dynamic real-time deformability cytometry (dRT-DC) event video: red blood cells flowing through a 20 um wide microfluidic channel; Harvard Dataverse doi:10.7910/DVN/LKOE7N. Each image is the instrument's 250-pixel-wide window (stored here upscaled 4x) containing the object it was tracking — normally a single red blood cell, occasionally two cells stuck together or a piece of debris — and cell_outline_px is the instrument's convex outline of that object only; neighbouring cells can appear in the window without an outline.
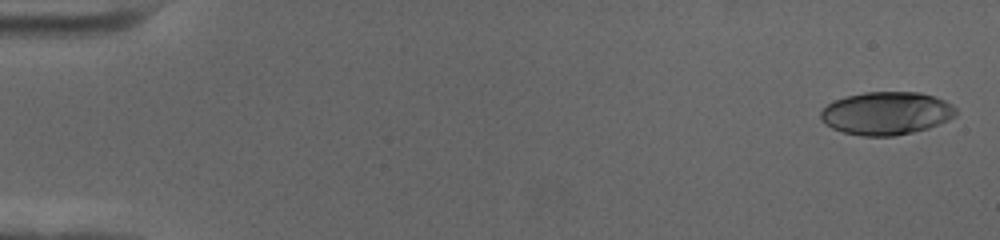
{"species": "human", "species_latin": "Homo sapiens", "temperature_condition": "cold", "stored_images_in_passage": 58, "camera_frame_rate_fps": 3000, "um_per_image_px": 0.085, "donor": {"sex": "female"}, "frame": {"image": 1, "passage_image": 2, "time_ms": 0.333, "image_size_px": [1000, 240], "cell_outline_px": [[956, 116], [948, 120], [928, 128], [912, 132], [892, 136], [860, 136], [844, 132], [832, 128], [824, 124], [820, 120], [820, 112], [828, 104], [844, 96], [864, 92], [920, 92], [944, 100], [952, 104], [956, 108]], "centroid_in_image_um": [75.33, 9.62], "position_along_channel_um": 9.7, "area_um2": 33.93}}
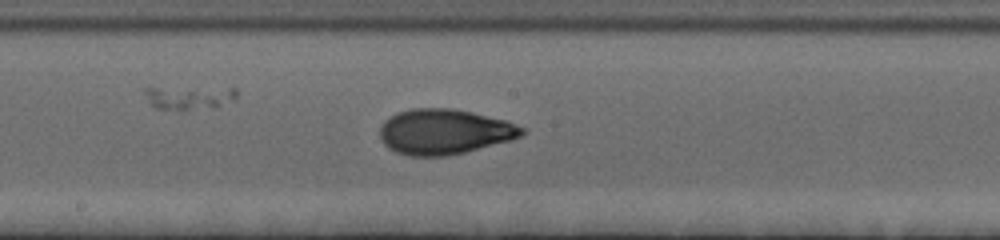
{"frame": {"image": 2, "passage_image": 32, "time_ms": 10.333, "image_size_px": [1000, 240], "cell_outline_px": [[524, 132], [520, 136], [512, 140], [464, 152], [444, 156], [408, 156], [396, 152], [388, 148], [384, 144], [380, 136], [380, 128], [384, 120], [396, 112], [412, 108], [452, 108], [472, 112], [504, 120], [524, 128]], "centroid_in_image_um": [37.73, 11.19], "position_along_channel_um": 210.5, "area_um2": 37.4}}
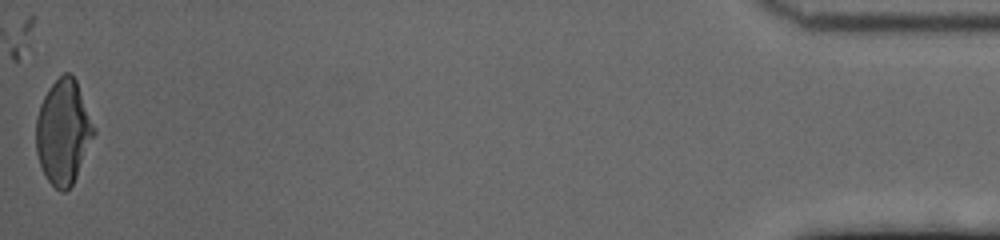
{"frame": {"image": 3, "passage_image": 58, "time_ms": 19.0, "image_size_px": [1000, 240], "cell_outline_px": [[96, 132], [76, 176], [72, 184], [64, 192], [60, 192], [48, 180], [40, 164], [36, 152], [36, 116], [40, 104], [48, 88], [64, 72], [68, 72], [76, 80]], "centroid_in_image_um": [5.36, 11.21], "position_along_channel_um": 429.8, "area_um2": 34.74}, "authors_computed_cell_mechanics": {"area_um2": 35.547, "velocity_mm_per_s": 3.5425, "shape_relaxation_time_tau1_ms": 5.6912, "shape_relaxation_time_tau2_ms": 1.1483, "deformation_change_tau1": 0.2182, "deformation_change_tau2": 0.0639}}